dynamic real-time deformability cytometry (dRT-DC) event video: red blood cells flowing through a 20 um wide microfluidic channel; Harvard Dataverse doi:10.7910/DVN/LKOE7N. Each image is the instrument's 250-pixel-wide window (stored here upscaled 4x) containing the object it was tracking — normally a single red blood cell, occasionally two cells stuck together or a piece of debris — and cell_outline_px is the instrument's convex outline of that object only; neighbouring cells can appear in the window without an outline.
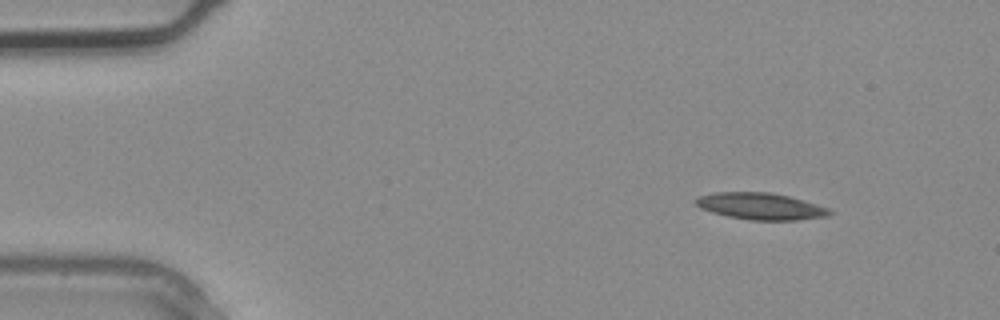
{"species": "common noctule bat (a hibernating species)", "species_latin": "Nyctalus noctula", "temperature_condition": "warm", "stored_images_in_passage": 3, "camera_frame_rate_fps": 3000, "um_per_image_px": 0.085, "animal": {"sex": "male", "body_mass_g": 20.4}, "frame": {"image": 1, "passage_image": 3, "time_ms": 0.667, "image_size_px": [1000, 320], "cell_outline_px": [[832, 212], [828, 216], [796, 220], [748, 220], [728, 216], [712, 212], [700, 208], [692, 200], [696, 196], [716, 192], [768, 192], [788, 196], [816, 204], [828, 208]], "centroid_in_image_um": [64.59, 17.53], "position_along_channel_um": 20.4, "area_um2": 20.81}}